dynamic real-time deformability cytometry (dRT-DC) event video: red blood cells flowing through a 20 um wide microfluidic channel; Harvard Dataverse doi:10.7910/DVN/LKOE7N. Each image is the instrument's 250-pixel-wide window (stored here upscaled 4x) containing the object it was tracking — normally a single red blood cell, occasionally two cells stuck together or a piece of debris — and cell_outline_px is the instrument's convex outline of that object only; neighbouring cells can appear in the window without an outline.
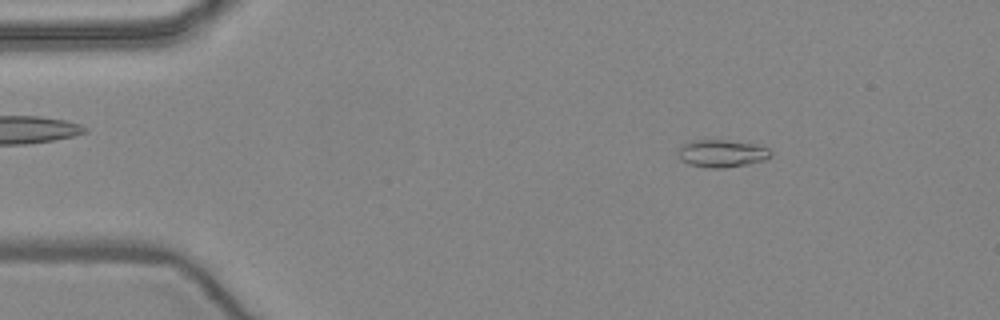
{"species": "common noctule bat (a hibernating species)", "species_latin": "Nyctalus noctula", "temperature_condition": "warm", "stored_images_in_passage": 45, "camera_frame_rate_fps": 3000, "um_per_image_px": 0.085, "animal": {"sex": "female", "body_mass_g": 24.6, "forearm_length_mm": 56.2}, "frame": {"image": 1, "passage_image": 1, "time_ms": 0.0, "image_size_px": [1000, 320], "cell_outline_px": [[772, 156], [764, 160], [748, 164], [724, 168], [708, 168], [688, 164], [680, 160], [680, 148], [684, 144], [692, 140], [728, 140], [752, 144], [768, 148], [772, 152]], "centroid_in_image_um": [61.38, 13.05], "position_along_channel_um": 23.6, "area_um2": 14.74}}
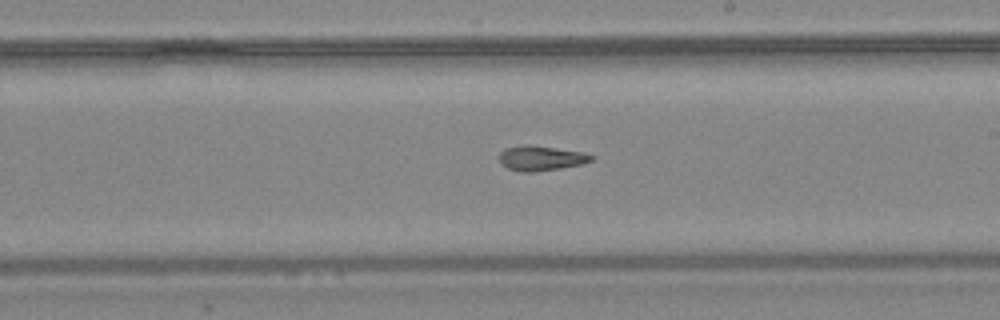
{"frame": {"image": 2, "passage_image": 23, "time_ms": 7.333, "image_size_px": [1000, 320], "cell_outline_px": [[596, 156], [592, 160], [580, 164], [560, 168], [532, 172], [520, 172], [508, 168], [500, 164], [500, 152], [508, 148], [524, 144], [528, 144], [584, 152]], "centroid_in_image_um": [45.99, 13.44], "position_along_channel_um": 243.0, "area_um2": 13.29}}
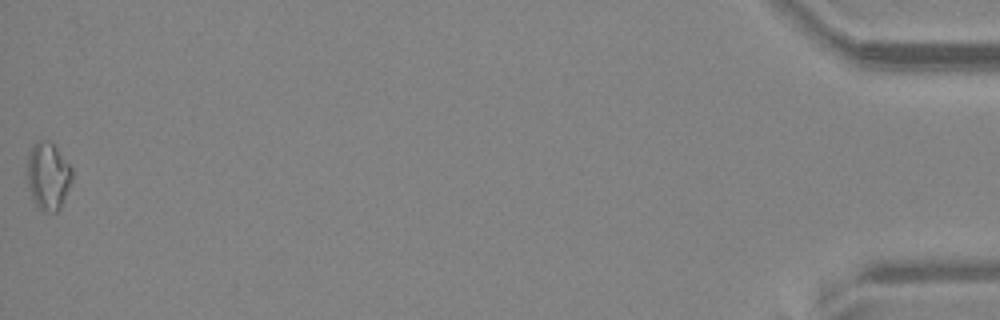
{"frame": {"image": 3, "passage_image": 45, "time_ms": 14.667, "image_size_px": [1000, 320], "cell_outline_px": [[72, 180], [60, 208], [56, 212], [44, 212], [32, 200], [28, 188], [28, 156], [32, 144], [36, 140], [48, 140], [56, 148], [72, 168]], "centroid_in_image_um": [4.07, 14.96], "position_along_channel_um": 431.1, "area_um2": 17.57}, "authors_computed_cell_mechanics": {"area_um2": 13.6986, "velocity_mm_per_s": 3.9796, "shape_relaxation_time_tau1_ms": null, "shape_relaxation_time_tau2_ms": 4.8474, "deformation_change_tau1": null, "deformation_change_tau2": 0.1448}}